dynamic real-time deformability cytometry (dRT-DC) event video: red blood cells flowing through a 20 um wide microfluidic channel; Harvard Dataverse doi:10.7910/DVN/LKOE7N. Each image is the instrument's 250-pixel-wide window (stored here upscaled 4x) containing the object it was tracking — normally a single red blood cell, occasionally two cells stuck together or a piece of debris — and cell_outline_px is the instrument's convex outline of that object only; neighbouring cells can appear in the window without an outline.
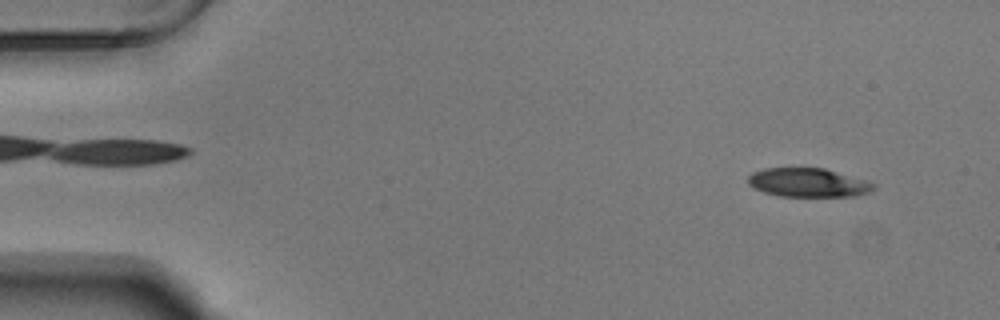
{"species": "Egyptian fruit bat (a non-hibernating species)", "species_latin": "Rousettus aegyptiacus", "temperature_condition": "warm", "stored_images_in_passage": 15, "camera_frame_rate_fps": 3000, "um_per_image_px": 0.085, "animal": {"sex": "male"}, "frame": {"image": 1, "passage_image": 4, "time_ms": 1.0, "image_size_px": [1000, 320], "cell_outline_px": [[876, 188], [868, 192], [852, 196], [780, 196], [764, 192], [748, 184], [748, 176], [752, 172], [764, 168], [824, 168], [864, 180], [876, 184]], "centroid_in_image_um": [68.67, 15.52], "position_along_channel_um": 16.3, "area_um2": 20.87}}